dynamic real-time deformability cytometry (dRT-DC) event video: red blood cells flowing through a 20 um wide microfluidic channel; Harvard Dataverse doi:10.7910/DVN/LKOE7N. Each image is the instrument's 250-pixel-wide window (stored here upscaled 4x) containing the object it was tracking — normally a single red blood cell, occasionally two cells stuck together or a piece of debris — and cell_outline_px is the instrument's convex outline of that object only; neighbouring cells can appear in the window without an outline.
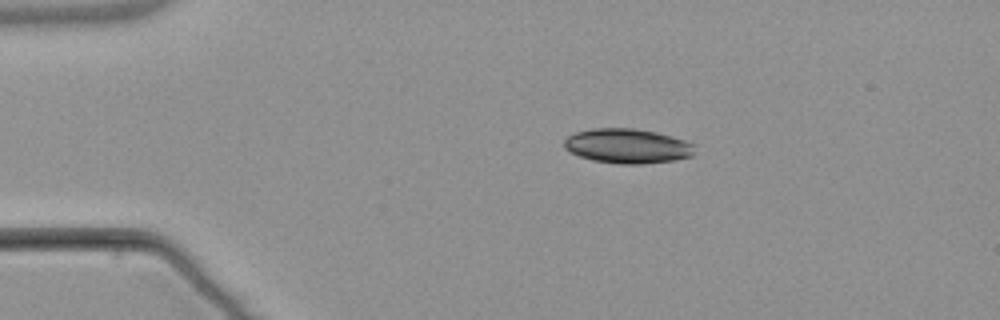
{"species": "common noctule bat (a hibernating species)", "species_latin": "Nyctalus noctula", "temperature_condition": "warm", "stored_images_in_passage": 6, "camera_frame_rate_fps": 3000, "um_per_image_px": 0.085, "animal": {"sex": "male", "body_mass_g": 21.5, "forearm_length_mm": 52.0}, "frame": {"image": 1, "passage_image": 2, "time_ms": 1.333, "image_size_px": [1000, 320], "cell_outline_px": [[696, 144], [692, 156], [676, 160], [640, 164], [620, 164], [592, 160], [568, 152], [564, 148], [564, 140], [568, 136], [576, 132], [592, 128], [636, 128], [656, 132], [672, 136]], "centroid_in_image_um": [53.34, 12.41], "position_along_channel_um": 31.7, "area_um2": 26.59}}
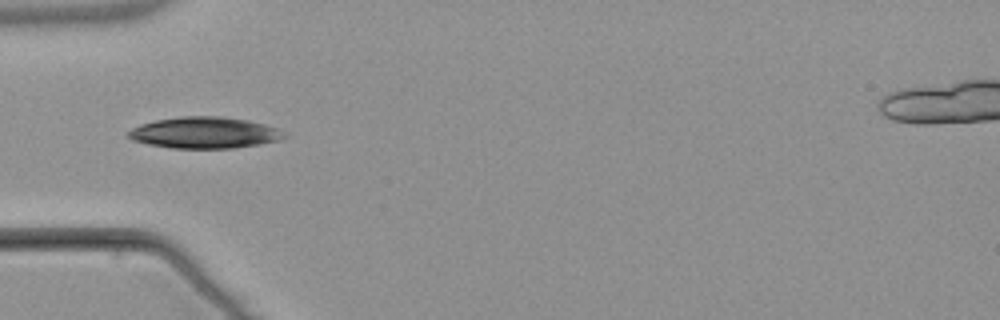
{"frame": {"image": 2, "passage_image": 4, "time_ms": 3.667, "image_size_px": [1000, 320], "cell_outline_px": [[288, 136], [280, 140], [260, 144], [232, 148], [172, 148], [148, 144], [132, 140], [124, 136], [132, 128], [140, 124], [156, 120], [180, 116], [220, 116], [248, 120], [264, 124], [276, 128], [284, 132]], "centroid_in_image_um": [17.37, 11.28], "position_along_channel_um": 67.6, "area_um2": 28.61}}
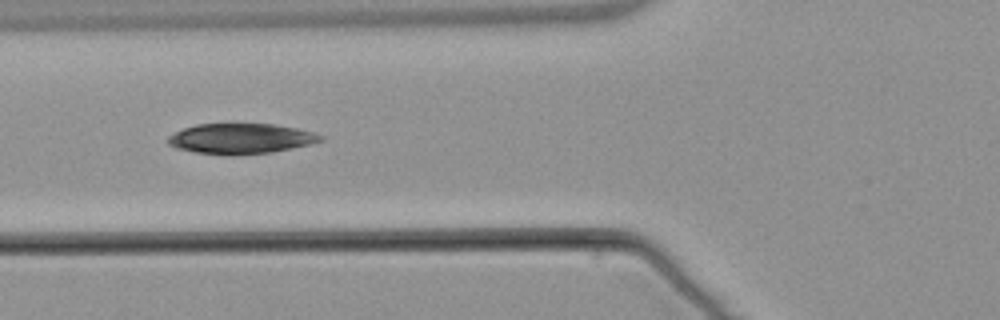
{"frame": {"image": 3, "passage_image": 5, "time_ms": 4.667, "image_size_px": [1000, 320], "cell_outline_px": [[324, 140], [292, 148], [272, 152], [232, 156], [196, 152], [176, 148], [168, 144], [168, 136], [184, 128], [196, 124], [272, 124], [296, 128], [312, 132], [324, 136]], "centroid_in_image_um": [20.46, 11.79], "position_along_channel_um": 105.3, "area_um2": 26.88}}